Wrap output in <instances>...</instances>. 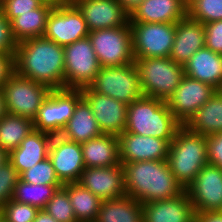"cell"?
<instances>
[{"mask_svg": "<svg viewBox=\"0 0 222 222\" xmlns=\"http://www.w3.org/2000/svg\"><path fill=\"white\" fill-rule=\"evenodd\" d=\"M33 222H57L51 215L45 210L41 209L38 211L36 218Z\"/></svg>", "mask_w": 222, "mask_h": 222, "instance_id": "45", "label": "cell"}, {"mask_svg": "<svg viewBox=\"0 0 222 222\" xmlns=\"http://www.w3.org/2000/svg\"><path fill=\"white\" fill-rule=\"evenodd\" d=\"M43 210L57 222H77L68 191L63 186L57 189Z\"/></svg>", "mask_w": 222, "mask_h": 222, "instance_id": "34", "label": "cell"}, {"mask_svg": "<svg viewBox=\"0 0 222 222\" xmlns=\"http://www.w3.org/2000/svg\"><path fill=\"white\" fill-rule=\"evenodd\" d=\"M56 3H43L39 8L20 13L10 21L13 39L18 44L22 41L43 36L48 16Z\"/></svg>", "mask_w": 222, "mask_h": 222, "instance_id": "27", "label": "cell"}, {"mask_svg": "<svg viewBox=\"0 0 222 222\" xmlns=\"http://www.w3.org/2000/svg\"><path fill=\"white\" fill-rule=\"evenodd\" d=\"M167 162L172 174L186 189L208 163L206 136L182 125L170 142Z\"/></svg>", "mask_w": 222, "mask_h": 222, "instance_id": "4", "label": "cell"}, {"mask_svg": "<svg viewBox=\"0 0 222 222\" xmlns=\"http://www.w3.org/2000/svg\"><path fill=\"white\" fill-rule=\"evenodd\" d=\"M81 98V89L51 90L33 119L34 129L52 136L60 135L73 116L75 106Z\"/></svg>", "mask_w": 222, "mask_h": 222, "instance_id": "9", "label": "cell"}, {"mask_svg": "<svg viewBox=\"0 0 222 222\" xmlns=\"http://www.w3.org/2000/svg\"><path fill=\"white\" fill-rule=\"evenodd\" d=\"M3 0H0V3L2 2ZM43 3H56L58 0H41Z\"/></svg>", "mask_w": 222, "mask_h": 222, "instance_id": "48", "label": "cell"}, {"mask_svg": "<svg viewBox=\"0 0 222 222\" xmlns=\"http://www.w3.org/2000/svg\"><path fill=\"white\" fill-rule=\"evenodd\" d=\"M186 2V4H188L191 0H184Z\"/></svg>", "mask_w": 222, "mask_h": 222, "instance_id": "50", "label": "cell"}, {"mask_svg": "<svg viewBox=\"0 0 222 222\" xmlns=\"http://www.w3.org/2000/svg\"><path fill=\"white\" fill-rule=\"evenodd\" d=\"M2 219V211H1V208H0V220Z\"/></svg>", "mask_w": 222, "mask_h": 222, "instance_id": "49", "label": "cell"}, {"mask_svg": "<svg viewBox=\"0 0 222 222\" xmlns=\"http://www.w3.org/2000/svg\"><path fill=\"white\" fill-rule=\"evenodd\" d=\"M6 106L3 92L0 90V119L6 114Z\"/></svg>", "mask_w": 222, "mask_h": 222, "instance_id": "46", "label": "cell"}, {"mask_svg": "<svg viewBox=\"0 0 222 222\" xmlns=\"http://www.w3.org/2000/svg\"><path fill=\"white\" fill-rule=\"evenodd\" d=\"M187 16L184 0H144L129 15V22L176 23Z\"/></svg>", "mask_w": 222, "mask_h": 222, "instance_id": "23", "label": "cell"}, {"mask_svg": "<svg viewBox=\"0 0 222 222\" xmlns=\"http://www.w3.org/2000/svg\"><path fill=\"white\" fill-rule=\"evenodd\" d=\"M103 134L119 136L125 131L127 105L114 98L94 92L90 87L81 89Z\"/></svg>", "mask_w": 222, "mask_h": 222, "instance_id": "15", "label": "cell"}, {"mask_svg": "<svg viewBox=\"0 0 222 222\" xmlns=\"http://www.w3.org/2000/svg\"><path fill=\"white\" fill-rule=\"evenodd\" d=\"M216 91L212 85L184 75L180 85L166 103L174 117L185 125Z\"/></svg>", "mask_w": 222, "mask_h": 222, "instance_id": "13", "label": "cell"}, {"mask_svg": "<svg viewBox=\"0 0 222 222\" xmlns=\"http://www.w3.org/2000/svg\"><path fill=\"white\" fill-rule=\"evenodd\" d=\"M184 73L220 90L222 88V54L204 47L196 51L184 65Z\"/></svg>", "mask_w": 222, "mask_h": 222, "instance_id": "24", "label": "cell"}, {"mask_svg": "<svg viewBox=\"0 0 222 222\" xmlns=\"http://www.w3.org/2000/svg\"><path fill=\"white\" fill-rule=\"evenodd\" d=\"M20 179L30 184L63 185L57 178L55 169L49 157L24 171L20 175Z\"/></svg>", "mask_w": 222, "mask_h": 222, "instance_id": "35", "label": "cell"}, {"mask_svg": "<svg viewBox=\"0 0 222 222\" xmlns=\"http://www.w3.org/2000/svg\"><path fill=\"white\" fill-rule=\"evenodd\" d=\"M1 211L6 222H33L39 209L11 199L1 207Z\"/></svg>", "mask_w": 222, "mask_h": 222, "instance_id": "36", "label": "cell"}, {"mask_svg": "<svg viewBox=\"0 0 222 222\" xmlns=\"http://www.w3.org/2000/svg\"><path fill=\"white\" fill-rule=\"evenodd\" d=\"M208 163L222 168V132L206 137Z\"/></svg>", "mask_w": 222, "mask_h": 222, "instance_id": "40", "label": "cell"}, {"mask_svg": "<svg viewBox=\"0 0 222 222\" xmlns=\"http://www.w3.org/2000/svg\"><path fill=\"white\" fill-rule=\"evenodd\" d=\"M82 13L89 31L125 26L129 14L118 0H69Z\"/></svg>", "mask_w": 222, "mask_h": 222, "instance_id": "18", "label": "cell"}, {"mask_svg": "<svg viewBox=\"0 0 222 222\" xmlns=\"http://www.w3.org/2000/svg\"><path fill=\"white\" fill-rule=\"evenodd\" d=\"M63 185L30 184L19 179L15 186L12 199L32 205L39 210L44 209L58 188Z\"/></svg>", "mask_w": 222, "mask_h": 222, "instance_id": "32", "label": "cell"}, {"mask_svg": "<svg viewBox=\"0 0 222 222\" xmlns=\"http://www.w3.org/2000/svg\"><path fill=\"white\" fill-rule=\"evenodd\" d=\"M77 222H95L102 200L78 182L63 184Z\"/></svg>", "mask_w": 222, "mask_h": 222, "instance_id": "30", "label": "cell"}, {"mask_svg": "<svg viewBox=\"0 0 222 222\" xmlns=\"http://www.w3.org/2000/svg\"><path fill=\"white\" fill-rule=\"evenodd\" d=\"M89 32L79 9L69 0H58L48 16L43 36L64 47L88 37Z\"/></svg>", "mask_w": 222, "mask_h": 222, "instance_id": "12", "label": "cell"}, {"mask_svg": "<svg viewBox=\"0 0 222 222\" xmlns=\"http://www.w3.org/2000/svg\"><path fill=\"white\" fill-rule=\"evenodd\" d=\"M195 222H222V211H204L195 215Z\"/></svg>", "mask_w": 222, "mask_h": 222, "instance_id": "43", "label": "cell"}, {"mask_svg": "<svg viewBox=\"0 0 222 222\" xmlns=\"http://www.w3.org/2000/svg\"><path fill=\"white\" fill-rule=\"evenodd\" d=\"M17 43L13 39L10 22L0 8V52L15 53Z\"/></svg>", "mask_w": 222, "mask_h": 222, "instance_id": "41", "label": "cell"}, {"mask_svg": "<svg viewBox=\"0 0 222 222\" xmlns=\"http://www.w3.org/2000/svg\"><path fill=\"white\" fill-rule=\"evenodd\" d=\"M100 64L88 37L64 46V83L67 89L89 87L100 71Z\"/></svg>", "mask_w": 222, "mask_h": 222, "instance_id": "10", "label": "cell"}, {"mask_svg": "<svg viewBox=\"0 0 222 222\" xmlns=\"http://www.w3.org/2000/svg\"><path fill=\"white\" fill-rule=\"evenodd\" d=\"M19 179L18 171L9 161L0 166V208L12 199Z\"/></svg>", "mask_w": 222, "mask_h": 222, "instance_id": "37", "label": "cell"}, {"mask_svg": "<svg viewBox=\"0 0 222 222\" xmlns=\"http://www.w3.org/2000/svg\"><path fill=\"white\" fill-rule=\"evenodd\" d=\"M32 129V119L6 113L0 119V147L9 153L20 145Z\"/></svg>", "mask_w": 222, "mask_h": 222, "instance_id": "31", "label": "cell"}, {"mask_svg": "<svg viewBox=\"0 0 222 222\" xmlns=\"http://www.w3.org/2000/svg\"><path fill=\"white\" fill-rule=\"evenodd\" d=\"M143 222H195V211L187 191L174 198L142 204Z\"/></svg>", "mask_w": 222, "mask_h": 222, "instance_id": "20", "label": "cell"}, {"mask_svg": "<svg viewBox=\"0 0 222 222\" xmlns=\"http://www.w3.org/2000/svg\"><path fill=\"white\" fill-rule=\"evenodd\" d=\"M205 47L222 54V20L204 24Z\"/></svg>", "mask_w": 222, "mask_h": 222, "instance_id": "39", "label": "cell"}, {"mask_svg": "<svg viewBox=\"0 0 222 222\" xmlns=\"http://www.w3.org/2000/svg\"><path fill=\"white\" fill-rule=\"evenodd\" d=\"M143 96L168 100L180 85L184 66L166 58H134Z\"/></svg>", "mask_w": 222, "mask_h": 222, "instance_id": "5", "label": "cell"}, {"mask_svg": "<svg viewBox=\"0 0 222 222\" xmlns=\"http://www.w3.org/2000/svg\"><path fill=\"white\" fill-rule=\"evenodd\" d=\"M78 183L102 201L126 194L122 164L110 167L85 168Z\"/></svg>", "mask_w": 222, "mask_h": 222, "instance_id": "19", "label": "cell"}, {"mask_svg": "<svg viewBox=\"0 0 222 222\" xmlns=\"http://www.w3.org/2000/svg\"><path fill=\"white\" fill-rule=\"evenodd\" d=\"M14 54L0 52V90L8 78L15 72Z\"/></svg>", "mask_w": 222, "mask_h": 222, "instance_id": "42", "label": "cell"}, {"mask_svg": "<svg viewBox=\"0 0 222 222\" xmlns=\"http://www.w3.org/2000/svg\"><path fill=\"white\" fill-rule=\"evenodd\" d=\"M185 126L192 132L210 136L222 132V92L214 95L199 108Z\"/></svg>", "mask_w": 222, "mask_h": 222, "instance_id": "28", "label": "cell"}, {"mask_svg": "<svg viewBox=\"0 0 222 222\" xmlns=\"http://www.w3.org/2000/svg\"><path fill=\"white\" fill-rule=\"evenodd\" d=\"M89 87L94 92L114 98L126 105L143 96L134 62L123 66L101 67Z\"/></svg>", "mask_w": 222, "mask_h": 222, "instance_id": "7", "label": "cell"}, {"mask_svg": "<svg viewBox=\"0 0 222 222\" xmlns=\"http://www.w3.org/2000/svg\"><path fill=\"white\" fill-rule=\"evenodd\" d=\"M48 157L62 184L78 182L85 169L81 143L55 135L51 140Z\"/></svg>", "mask_w": 222, "mask_h": 222, "instance_id": "16", "label": "cell"}, {"mask_svg": "<svg viewBox=\"0 0 222 222\" xmlns=\"http://www.w3.org/2000/svg\"><path fill=\"white\" fill-rule=\"evenodd\" d=\"M85 168L110 167L121 164L117 135L102 134L81 143Z\"/></svg>", "mask_w": 222, "mask_h": 222, "instance_id": "25", "label": "cell"}, {"mask_svg": "<svg viewBox=\"0 0 222 222\" xmlns=\"http://www.w3.org/2000/svg\"><path fill=\"white\" fill-rule=\"evenodd\" d=\"M42 4L41 0H3L0 3V8L5 18L10 22L19 16L20 13H26L39 8Z\"/></svg>", "mask_w": 222, "mask_h": 222, "instance_id": "38", "label": "cell"}, {"mask_svg": "<svg viewBox=\"0 0 222 222\" xmlns=\"http://www.w3.org/2000/svg\"><path fill=\"white\" fill-rule=\"evenodd\" d=\"M8 161V153L0 147V166Z\"/></svg>", "mask_w": 222, "mask_h": 222, "instance_id": "47", "label": "cell"}, {"mask_svg": "<svg viewBox=\"0 0 222 222\" xmlns=\"http://www.w3.org/2000/svg\"><path fill=\"white\" fill-rule=\"evenodd\" d=\"M88 102L82 97L76 104L73 116L60 135L68 140L83 143L102 135Z\"/></svg>", "mask_w": 222, "mask_h": 222, "instance_id": "26", "label": "cell"}, {"mask_svg": "<svg viewBox=\"0 0 222 222\" xmlns=\"http://www.w3.org/2000/svg\"><path fill=\"white\" fill-rule=\"evenodd\" d=\"M88 38L101 67L123 66L135 60L129 22L122 27L90 31Z\"/></svg>", "mask_w": 222, "mask_h": 222, "instance_id": "8", "label": "cell"}, {"mask_svg": "<svg viewBox=\"0 0 222 222\" xmlns=\"http://www.w3.org/2000/svg\"><path fill=\"white\" fill-rule=\"evenodd\" d=\"M182 124L169 110L166 101L142 96L127 105L125 132L174 139Z\"/></svg>", "mask_w": 222, "mask_h": 222, "instance_id": "3", "label": "cell"}, {"mask_svg": "<svg viewBox=\"0 0 222 222\" xmlns=\"http://www.w3.org/2000/svg\"><path fill=\"white\" fill-rule=\"evenodd\" d=\"M172 140L124 131L118 136L121 163L167 160Z\"/></svg>", "mask_w": 222, "mask_h": 222, "instance_id": "17", "label": "cell"}, {"mask_svg": "<svg viewBox=\"0 0 222 222\" xmlns=\"http://www.w3.org/2000/svg\"><path fill=\"white\" fill-rule=\"evenodd\" d=\"M185 190L195 214L222 211V168L207 163Z\"/></svg>", "mask_w": 222, "mask_h": 222, "instance_id": "14", "label": "cell"}, {"mask_svg": "<svg viewBox=\"0 0 222 222\" xmlns=\"http://www.w3.org/2000/svg\"><path fill=\"white\" fill-rule=\"evenodd\" d=\"M6 112L34 119L51 89L14 72L2 87Z\"/></svg>", "mask_w": 222, "mask_h": 222, "instance_id": "6", "label": "cell"}, {"mask_svg": "<svg viewBox=\"0 0 222 222\" xmlns=\"http://www.w3.org/2000/svg\"><path fill=\"white\" fill-rule=\"evenodd\" d=\"M52 137L51 134L32 129L20 145L8 153V161L19 175L48 157Z\"/></svg>", "mask_w": 222, "mask_h": 222, "instance_id": "22", "label": "cell"}, {"mask_svg": "<svg viewBox=\"0 0 222 222\" xmlns=\"http://www.w3.org/2000/svg\"><path fill=\"white\" fill-rule=\"evenodd\" d=\"M95 222H143L142 204L126 194L103 200Z\"/></svg>", "mask_w": 222, "mask_h": 222, "instance_id": "29", "label": "cell"}, {"mask_svg": "<svg viewBox=\"0 0 222 222\" xmlns=\"http://www.w3.org/2000/svg\"><path fill=\"white\" fill-rule=\"evenodd\" d=\"M124 10L130 15L131 12L139 6L144 0H118Z\"/></svg>", "mask_w": 222, "mask_h": 222, "instance_id": "44", "label": "cell"}, {"mask_svg": "<svg viewBox=\"0 0 222 222\" xmlns=\"http://www.w3.org/2000/svg\"><path fill=\"white\" fill-rule=\"evenodd\" d=\"M121 164L126 195L141 204L174 198L185 191L172 174L167 160Z\"/></svg>", "mask_w": 222, "mask_h": 222, "instance_id": "2", "label": "cell"}, {"mask_svg": "<svg viewBox=\"0 0 222 222\" xmlns=\"http://www.w3.org/2000/svg\"><path fill=\"white\" fill-rule=\"evenodd\" d=\"M14 65L17 74L51 90L65 88L64 47L44 36L18 43Z\"/></svg>", "mask_w": 222, "mask_h": 222, "instance_id": "1", "label": "cell"}, {"mask_svg": "<svg viewBox=\"0 0 222 222\" xmlns=\"http://www.w3.org/2000/svg\"><path fill=\"white\" fill-rule=\"evenodd\" d=\"M187 16L202 24L222 20V0H191Z\"/></svg>", "mask_w": 222, "mask_h": 222, "instance_id": "33", "label": "cell"}, {"mask_svg": "<svg viewBox=\"0 0 222 222\" xmlns=\"http://www.w3.org/2000/svg\"><path fill=\"white\" fill-rule=\"evenodd\" d=\"M129 23L134 58L170 56L175 37V23Z\"/></svg>", "mask_w": 222, "mask_h": 222, "instance_id": "11", "label": "cell"}, {"mask_svg": "<svg viewBox=\"0 0 222 222\" xmlns=\"http://www.w3.org/2000/svg\"><path fill=\"white\" fill-rule=\"evenodd\" d=\"M205 47L204 24L186 16L175 23V37L170 58L184 66L191 56Z\"/></svg>", "mask_w": 222, "mask_h": 222, "instance_id": "21", "label": "cell"}]
</instances>
